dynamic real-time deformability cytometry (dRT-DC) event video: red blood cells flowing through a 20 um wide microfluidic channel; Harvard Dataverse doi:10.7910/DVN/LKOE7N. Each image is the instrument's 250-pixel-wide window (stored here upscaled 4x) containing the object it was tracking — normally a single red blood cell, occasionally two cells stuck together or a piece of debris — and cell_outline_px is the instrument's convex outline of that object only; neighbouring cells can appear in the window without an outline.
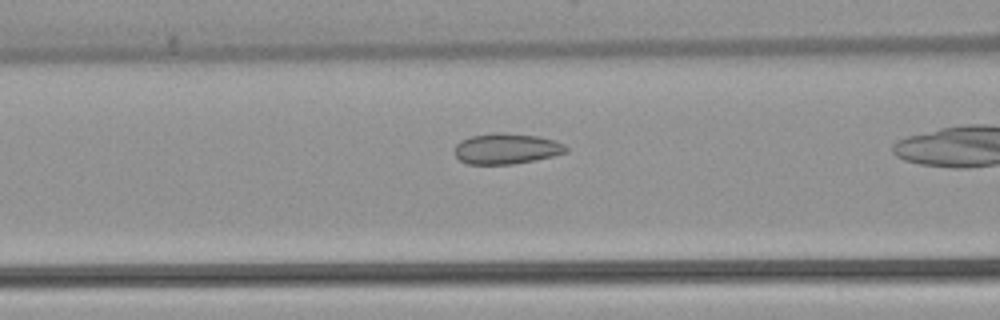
{"species": "common noctule bat (a hibernating species)", "species_latin": "Nyctalus noctula", "temperature_condition": "warm", "stored_images_in_passage": 32, "camera_frame_rate_fps": 3000, "um_per_image_px": 0.085, "animal": {"sex": "female", "body_mass_g": 22.7, "forearm_length_mm": 54.2}, "frame": {"image": 1, "passage_image": 12, "time_ms": 3.667, "image_size_px": [1000, 320], "cell_outline_px": [[568, 152], [536, 160], [512, 164], [468, 164], [460, 160], [452, 152], [456, 144], [460, 140], [472, 136], [492, 132], [504, 132], [536, 136], [552, 140], [564, 144], [568, 148]], "centroid_in_image_um": [43.01, 12.63], "position_along_channel_um": 123.6, "area_um2": 20.06}}
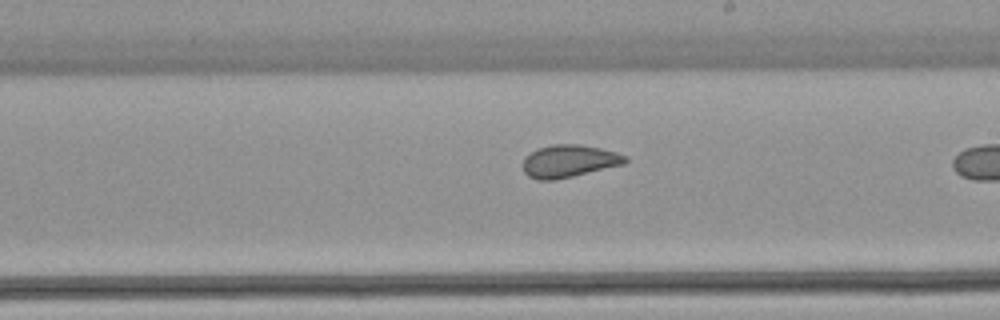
{"frame": {"image": 2, "passage_image": 21, "time_ms": 6.667, "image_size_px": [1000, 320], "cell_outline_px": [[628, 160], [624, 164], [556, 180], [536, 180], [528, 176], [524, 172], [524, 156], [540, 148], [552, 144], [580, 144], [600, 148], [616, 152], [628, 156]], "centroid_in_image_um": [48.38, 13.7], "position_along_channel_um": 240.6, "area_um2": 19.36}}
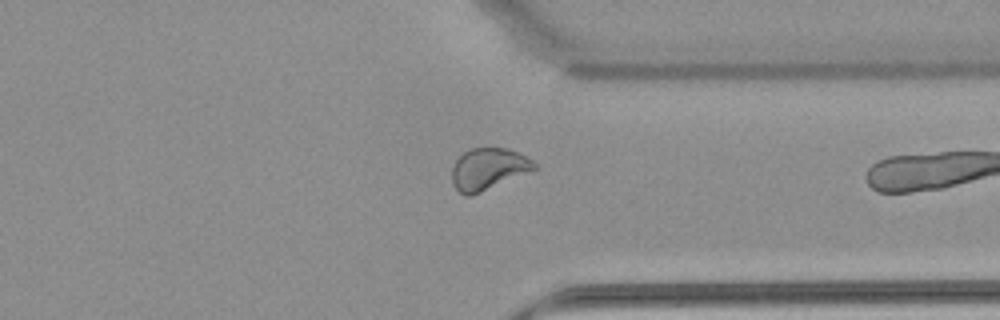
{"frame": {"image": 3, "passage_image": 31, "time_ms": 10.0, "image_size_px": [1000, 320], "cell_outline_px": [[540, 168], [480, 192], [468, 196], [464, 196], [452, 184], [452, 168], [456, 160], [464, 152], [472, 148], [508, 148], [532, 160]], "centroid_in_image_um": [41.51, 14.36], "position_along_channel_um": 369.9, "area_um2": 19.88}}